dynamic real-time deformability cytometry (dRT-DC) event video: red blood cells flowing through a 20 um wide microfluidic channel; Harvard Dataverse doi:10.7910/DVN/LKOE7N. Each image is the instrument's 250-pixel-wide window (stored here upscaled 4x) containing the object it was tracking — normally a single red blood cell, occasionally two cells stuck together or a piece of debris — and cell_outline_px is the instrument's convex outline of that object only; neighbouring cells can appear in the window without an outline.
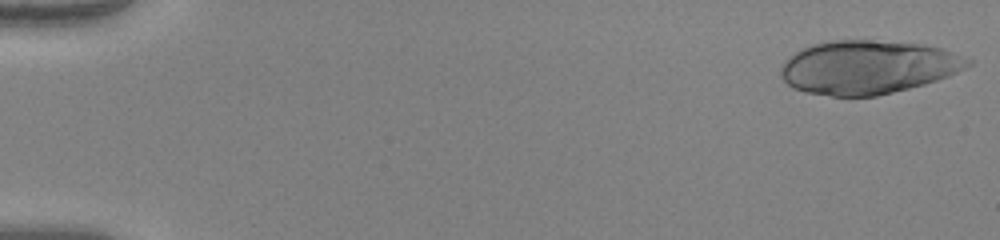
{"species": "human", "species_latin": "Homo sapiens", "temperature_condition": "warm", "stored_images_in_passage": 11, "camera_frame_rate_fps": 3000, "um_per_image_px": 0.085, "donor": {"sex": "female"}, "frame": {"image": 1, "passage_image": 1, "time_ms": 0.0, "image_size_px": [1000, 240], "cell_outline_px": [[972, 64], [948, 76], [924, 84], [876, 96], [832, 96], [804, 92], [792, 88], [780, 76], [780, 68], [784, 60], [796, 52], [812, 44], [832, 40], [868, 40], [920, 44], [940, 48], [952, 52], [972, 60]], "centroid_in_image_um": [73.73, 5.71], "position_along_channel_um": 11.3, "area_um2": 58.09}}